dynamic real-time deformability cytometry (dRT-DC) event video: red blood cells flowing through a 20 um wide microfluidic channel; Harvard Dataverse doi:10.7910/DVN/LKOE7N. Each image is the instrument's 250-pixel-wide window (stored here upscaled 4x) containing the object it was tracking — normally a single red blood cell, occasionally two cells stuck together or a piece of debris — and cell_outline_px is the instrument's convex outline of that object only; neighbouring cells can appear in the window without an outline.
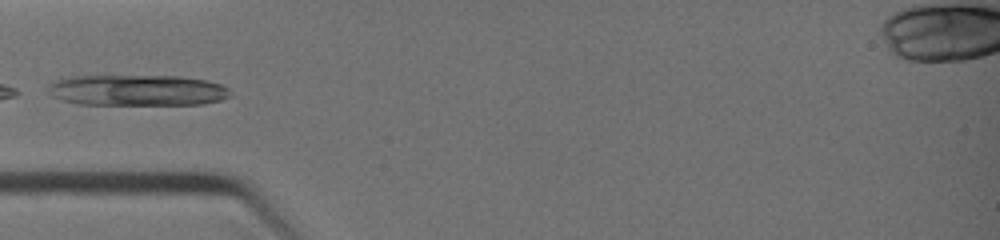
{"species": "common noctule bat (a hibernating species)", "species_latin": "Nyctalus noctula", "temperature_condition": "warm", "stored_images_in_passage": 25, "camera_frame_rate_fps": 3000, "um_per_image_px": 0.085, "animal": {"sex": "female", "body_mass_g": 19.0, "forearm_length_mm": 51.5}, "frame": {"image": 1, "passage_image": 1, "time_ms": 0.0, "image_size_px": [1000, 240], "cell_outline_px": [[232, 96], [220, 100], [204, 104], [80, 104], [60, 100], [48, 96], [44, 92], [48, 84], [52, 80], [72, 76], [180, 76], [208, 80], [220, 84], [228, 88]], "centroid_in_image_um": [11.58, 7.67], "position_along_channel_um": 73.4, "area_um2": 33.41}}
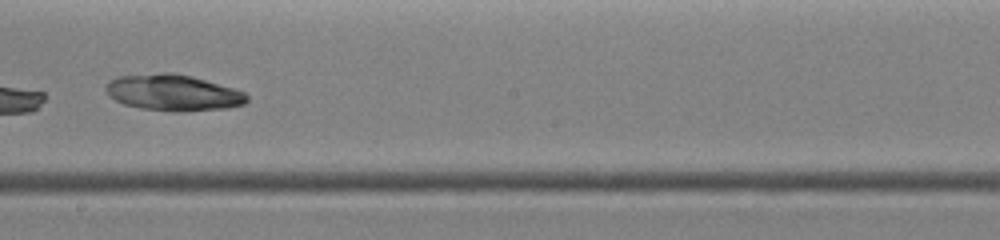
{"frame": {"image": 2, "passage_image": 11, "time_ms": 3.333, "image_size_px": [1000, 240], "cell_outline_px": [[248, 100], [244, 104], [228, 108], [184, 112], [172, 112], [140, 108], [124, 104], [108, 96], [104, 88], [108, 80], [116, 76], [160, 72], [172, 72], [192, 76], [232, 88], [244, 92], [248, 96]], "centroid_in_image_um": [14.67, 7.87], "position_along_channel_um": 233.5, "area_um2": 30.17}}